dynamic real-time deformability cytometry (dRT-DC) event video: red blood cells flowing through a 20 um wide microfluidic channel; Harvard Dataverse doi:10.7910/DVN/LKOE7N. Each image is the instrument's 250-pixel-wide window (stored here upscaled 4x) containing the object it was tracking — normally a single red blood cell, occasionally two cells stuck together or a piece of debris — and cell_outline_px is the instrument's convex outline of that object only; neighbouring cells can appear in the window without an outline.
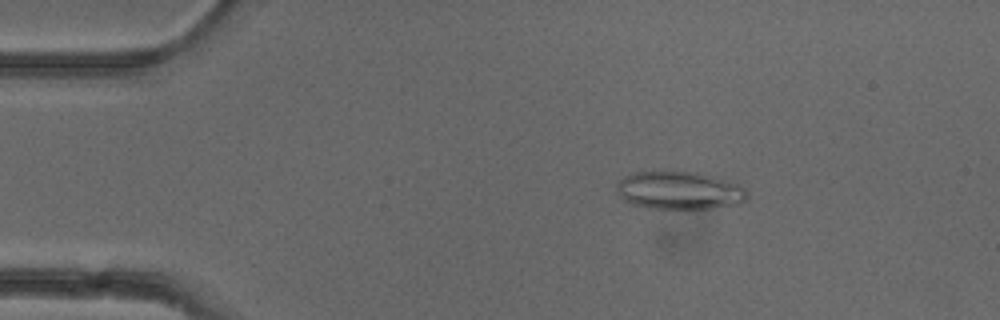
{"species": "common noctule bat (a hibernating species)", "species_latin": "Nyctalus noctula", "temperature_condition": "cold", "stored_images_in_passage": 46, "camera_frame_rate_fps": 3000, "um_per_image_px": 0.085, "animal": {"sex": "female"}, "frame": {"image": 1, "passage_image": 3, "time_ms": 0.667, "image_size_px": [1000, 320], "cell_outline_px": [[748, 196], [744, 200], [736, 204], [712, 208], [648, 208], [632, 204], [624, 200], [620, 196], [616, 188], [616, 184], [624, 176], [636, 172], [660, 168], [680, 168], [704, 172], [724, 176], [740, 184], [748, 192]], "centroid_in_image_um": [57.77, 16.09], "position_along_channel_um": 27.2, "area_um2": 30.52}}
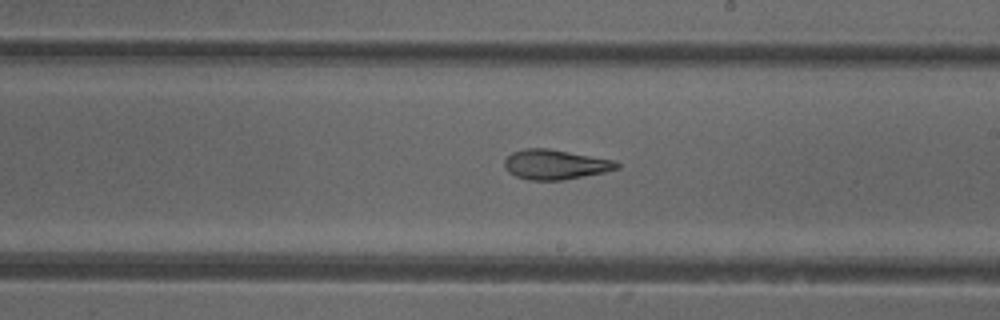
{"frame": {"image": 2, "passage_image": 24, "time_ms": 7.667, "image_size_px": [1000, 320], "cell_outline_px": [[620, 168], [604, 172], [584, 176], [560, 180], [528, 180], [516, 176], [508, 172], [504, 168], [504, 160], [512, 152], [524, 148], [548, 148], [616, 160], [620, 164]], "centroid_in_image_um": [47.2, 13.97], "position_along_channel_um": 241.8, "area_um2": 19.65}}
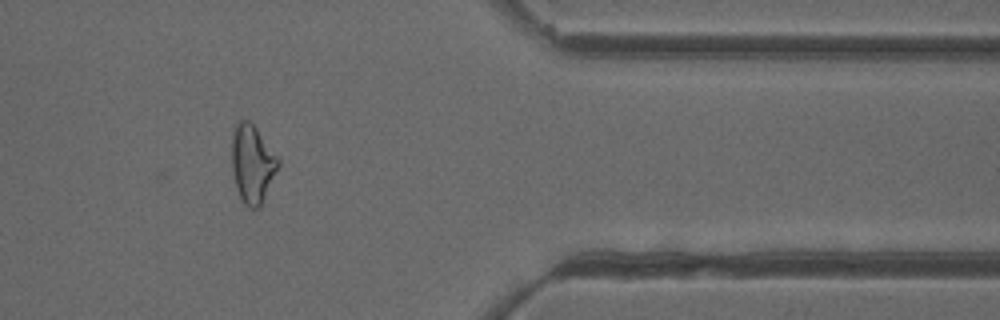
{"frame": {"image": 3, "passage_image": 37, "time_ms": 12.0, "image_size_px": [1000, 320], "cell_outline_px": [[280, 164], [260, 208], [248, 208], [244, 204], [236, 188], [232, 172], [232, 136], [236, 124], [240, 120], [248, 120], [256, 128], [280, 160]], "centroid_in_image_um": [21.45, 13.95], "position_along_channel_um": 390.0, "area_um2": 21.04}, "authors_computed_cell_mechanics": {"area_um2": 21.2993, "velocity_mm_per_s": 3.9411, "shape_relaxation_time_tau1_ms": null, "shape_relaxation_time_tau2_ms": 2.4257, "deformation_change_tau1": null, "deformation_change_tau2": 0.1005}}